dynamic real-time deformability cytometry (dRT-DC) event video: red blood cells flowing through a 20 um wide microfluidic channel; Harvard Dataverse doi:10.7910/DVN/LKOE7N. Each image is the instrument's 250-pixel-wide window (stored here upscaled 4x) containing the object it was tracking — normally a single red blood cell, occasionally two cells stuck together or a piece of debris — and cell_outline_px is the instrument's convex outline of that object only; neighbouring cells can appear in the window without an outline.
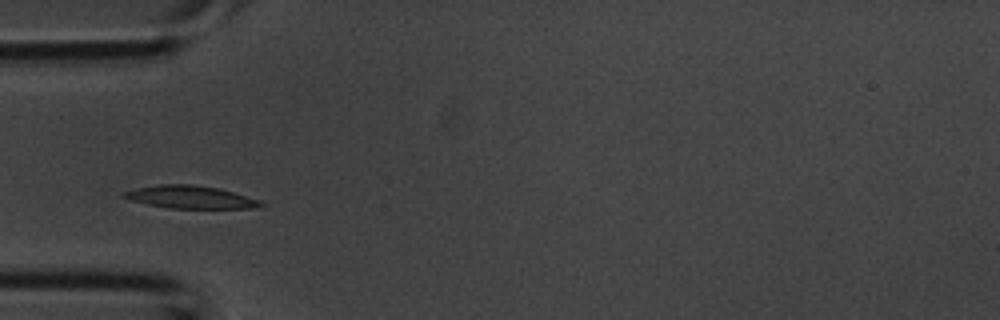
{"species": "common noctule bat (a hibernating species)", "species_latin": "Nyctalus noctula", "temperature_condition": "room temperature", "stored_images_in_passage": 3, "camera_frame_rate_fps": 3000, "um_per_image_px": 0.085, "animal": {"sex": "male", "body_mass_g": 20.1, "forearm_length_mm": 53.5}, "frame": {"image": 1, "passage_image": 2, "time_ms": 0.333, "image_size_px": [1000, 320], "cell_outline_px": [[264, 204], [252, 208], [168, 208], [148, 204], [132, 200], [120, 196], [120, 192], [136, 188], [160, 184], [192, 184], [220, 188], [260, 200]], "centroid_in_image_um": [16.13, 16.74], "position_along_channel_um": 68.9, "area_um2": 18.09}}
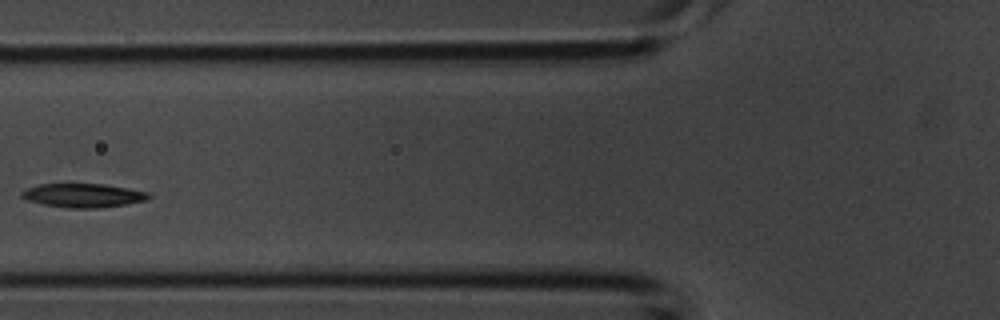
{"frame": {"image": 2, "passage_image": 3, "time_ms": 0.667, "image_size_px": [1000, 320], "cell_outline_px": [[152, 196], [144, 200], [124, 204], [100, 208], [68, 208], [44, 204], [28, 200], [20, 196], [20, 192], [28, 188], [40, 184], [104, 184], [128, 188], [148, 192]], "centroid_in_image_um": [7.06, 16.61], "position_along_channel_um": 118.7, "area_um2": 17.46}}